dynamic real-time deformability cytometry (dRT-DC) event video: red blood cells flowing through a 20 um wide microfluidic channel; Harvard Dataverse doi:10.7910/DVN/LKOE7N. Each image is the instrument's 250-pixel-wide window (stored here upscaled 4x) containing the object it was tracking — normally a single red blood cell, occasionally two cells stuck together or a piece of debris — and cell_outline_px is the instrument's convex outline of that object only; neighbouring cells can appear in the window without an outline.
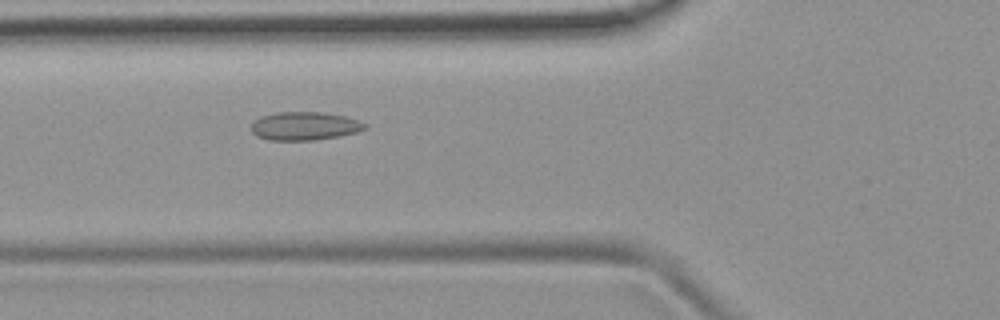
{"species": "common noctule bat (a hibernating species)", "species_latin": "Nyctalus noctula", "temperature_condition": "room temperature", "stored_images_in_passage": 52, "camera_frame_rate_fps": 3000, "um_per_image_px": 0.085, "animal": {"sex": "female", "body_mass_g": 19.9}, "frame": {"image": 1, "passage_image": 19, "time_ms": 6.0, "image_size_px": [1000, 320], "cell_outline_px": [[368, 128], [360, 132], [340, 136], [316, 140], [268, 140], [256, 136], [252, 132], [252, 124], [260, 116], [276, 112], [320, 112], [344, 116], [360, 120], [368, 124]], "centroid_in_image_um": [25.94, 10.72], "position_along_channel_um": 99.9, "area_um2": 19.02}}
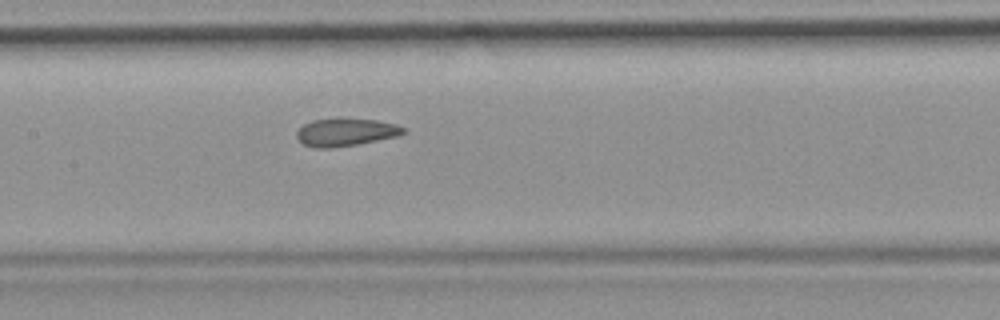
{"frame": {"image": 2, "passage_image": 25, "time_ms": 8.0, "image_size_px": [1000, 320], "cell_outline_px": [[404, 132], [396, 136], [356, 144], [328, 148], [316, 148], [304, 144], [296, 136], [296, 132], [304, 124], [312, 120], [376, 120], [396, 124], [404, 128]], "centroid_in_image_um": [29.35, 11.25], "position_along_channel_um": 178.0, "area_um2": 16.47}}
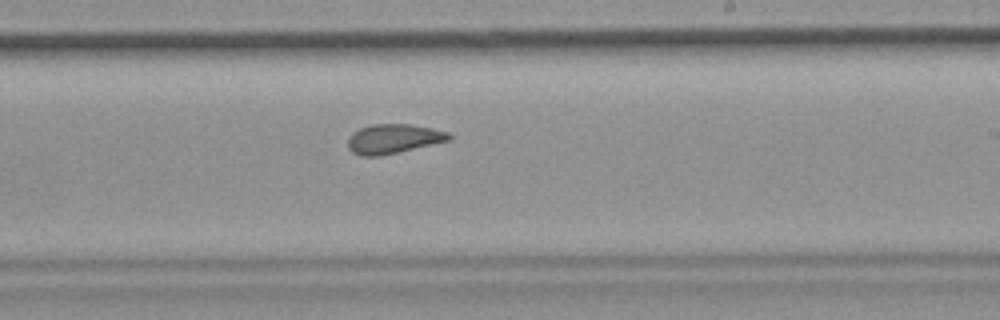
{"frame": {"image": 3, "passage_image": 31, "time_ms": 10.0, "image_size_px": [1000, 320], "cell_outline_px": [[452, 140], [380, 156], [360, 156], [352, 152], [348, 148], [348, 136], [352, 132], [360, 128], [372, 124], [408, 124], [432, 128], [448, 132], [452, 136]], "centroid_in_image_um": [33.43, 11.8], "position_along_channel_um": 255.6, "area_um2": 17.46}, "authors_computed_cell_mechanics": {"area_um2": 18.4382, "velocity_mm_per_s": 3.8986, "shape_relaxation_time_tau1_ms": null, "shape_relaxation_time_tau2_ms": 1.733, "deformation_change_tau1": null, "deformation_change_tau2": 0.0858}}